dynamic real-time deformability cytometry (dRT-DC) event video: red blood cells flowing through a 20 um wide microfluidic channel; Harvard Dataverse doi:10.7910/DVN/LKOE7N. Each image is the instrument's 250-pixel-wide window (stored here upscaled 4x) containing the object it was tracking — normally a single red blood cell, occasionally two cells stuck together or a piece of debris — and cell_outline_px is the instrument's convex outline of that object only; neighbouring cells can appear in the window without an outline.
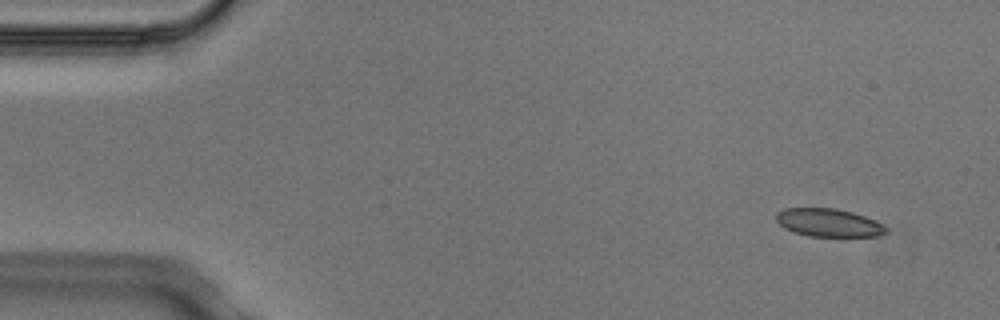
{"species": "Egyptian fruit bat (a non-hibernating species)", "species_latin": "Rousettus aegyptiacus", "temperature_condition": "cold", "stored_images_in_passage": 5, "segment_of_instrument_passage": [2, 2], "camera_frame_rate_fps": 3000, "um_per_image_px": 0.085, "animal": {"sex": "male"}, "frame": {"image": 1, "passage_image": 5, "time_ms": 1.333, "image_size_px": [1000, 320], "cell_outline_px": [[888, 232], [880, 236], [808, 236], [784, 228], [776, 220], [776, 212], [784, 208], [836, 208], [852, 212], [864, 216], [888, 228]], "centroid_in_image_um": [70.41, 18.92], "position_along_channel_um": 14.6, "area_um2": 17.86}}